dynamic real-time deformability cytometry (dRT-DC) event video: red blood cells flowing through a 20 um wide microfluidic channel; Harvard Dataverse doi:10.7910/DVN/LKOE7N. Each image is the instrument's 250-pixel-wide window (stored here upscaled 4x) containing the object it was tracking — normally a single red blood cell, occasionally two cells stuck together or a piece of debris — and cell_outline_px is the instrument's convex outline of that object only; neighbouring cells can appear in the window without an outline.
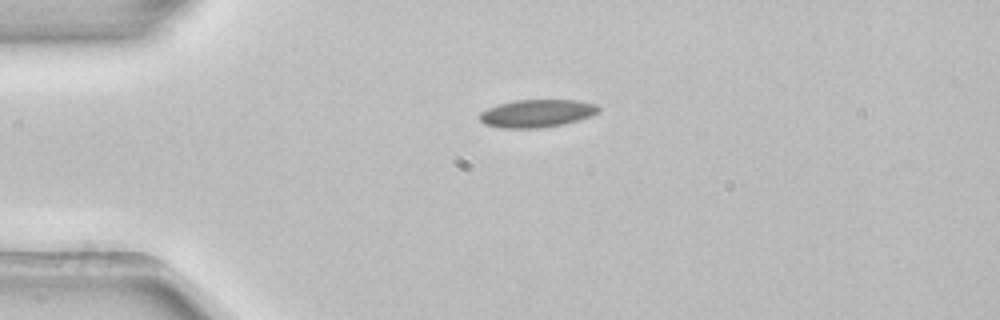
{"species": "common noctule bat (a hibernating species)", "species_latin": "Nyctalus noctula", "temperature_condition": "room temperature", "stored_images_in_passage": 2, "camera_frame_rate_fps": 3000, "um_per_image_px": 0.085, "animal": {"sex": "female", "body_mass_g": 22.7, "forearm_length_mm": 54.2}, "frame": {"image": 1, "passage_image": 1, "time_ms": 0.0, "image_size_px": [1000, 320], "cell_outline_px": [[600, 112], [592, 116], [564, 124], [540, 128], [504, 128], [484, 124], [480, 120], [480, 112], [496, 104], [512, 100], [576, 100], [596, 104], [600, 108]], "centroid_in_image_um": [45.65, 9.63], "position_along_channel_um": 39.4, "area_um2": 19.42}}
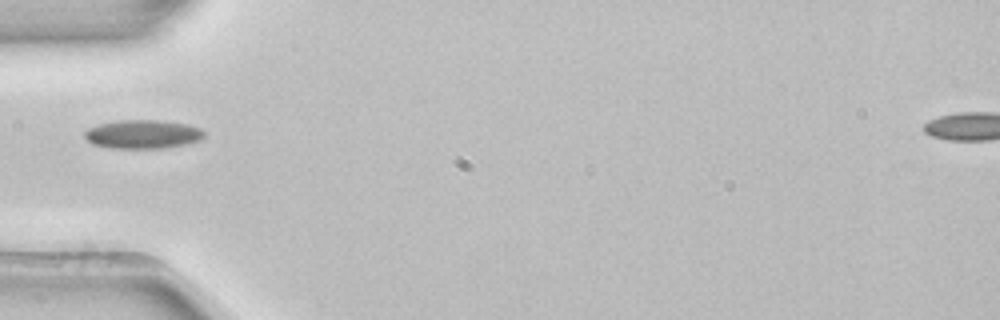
{"frame": {"image": 2, "passage_image": 2, "time_ms": 0.333, "image_size_px": [1000, 320], "cell_outline_px": [[204, 136], [200, 140], [184, 144], [164, 148], [112, 148], [92, 144], [84, 136], [84, 132], [88, 128], [100, 124], [120, 120], [156, 120], [188, 124], [200, 128], [204, 132]], "centroid_in_image_um": [12.13, 11.41], "position_along_channel_um": 72.9, "area_um2": 19.88}}